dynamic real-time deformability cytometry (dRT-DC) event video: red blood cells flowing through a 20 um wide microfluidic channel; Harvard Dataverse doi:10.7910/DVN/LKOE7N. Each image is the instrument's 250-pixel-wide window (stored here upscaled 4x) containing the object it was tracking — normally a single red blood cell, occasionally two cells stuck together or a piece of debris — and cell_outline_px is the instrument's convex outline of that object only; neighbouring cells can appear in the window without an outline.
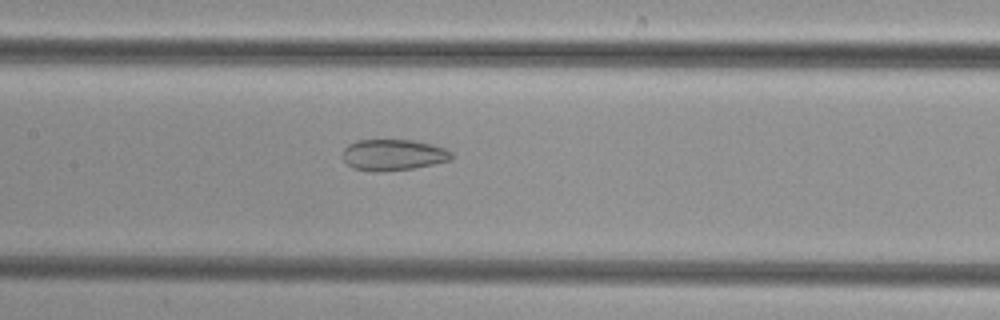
{"species": "common noctule bat (a hibernating species)", "species_latin": "Nyctalus noctula", "temperature_condition": "cold", "stored_images_in_passage": 44, "camera_frame_rate_fps": 3000, "um_per_image_px": 0.085, "animal": {"sex": "female", "body_mass_g": 29.2, "forearm_length_mm": 56.3}, "frame": {"image": 1, "passage_image": 18, "time_ms": 5.667, "image_size_px": [1000, 320], "cell_outline_px": [[452, 160], [412, 168], [352, 168], [344, 160], [344, 148], [348, 144], [356, 140], [412, 140], [432, 144], [444, 148], [452, 152]], "centroid_in_image_um": [33.47, 13.1], "position_along_channel_um": 173.9, "area_um2": 18.79}}
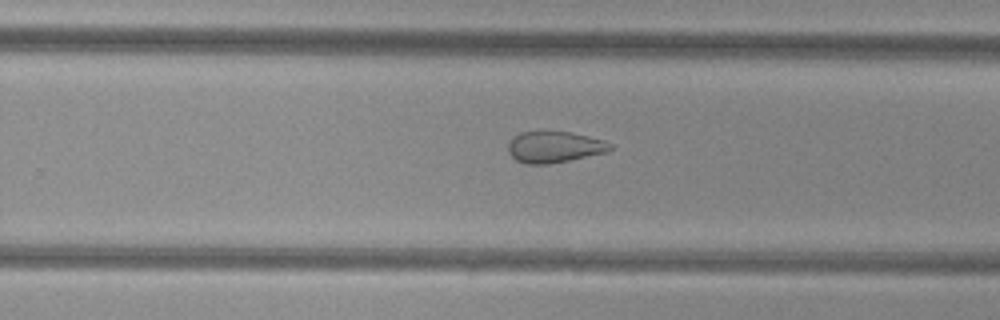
{"frame": {"image": 2, "passage_image": 26, "time_ms": 8.333, "image_size_px": [1000, 320], "cell_outline_px": [[612, 148], [608, 152], [572, 160], [548, 164], [524, 164], [516, 160], [508, 152], [508, 144], [512, 136], [520, 132], [572, 132], [604, 140], [612, 144]], "centroid_in_image_um": [47.13, 12.5], "position_along_channel_um": 282.7, "area_um2": 18.79}}
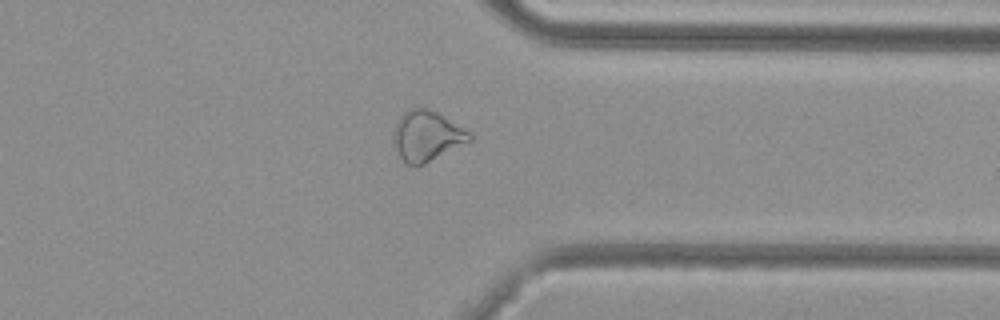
{"frame": {"image": 3, "passage_image": 33, "time_ms": 10.667, "image_size_px": [1000, 320], "cell_outline_px": [[472, 140], [424, 164], [408, 164], [400, 156], [396, 148], [396, 124], [400, 116], [404, 112], [412, 108], [428, 108], [436, 112], [468, 132], [472, 136]], "centroid_in_image_um": [36.3, 11.55], "position_along_channel_um": 375.1, "area_um2": 21.27}}